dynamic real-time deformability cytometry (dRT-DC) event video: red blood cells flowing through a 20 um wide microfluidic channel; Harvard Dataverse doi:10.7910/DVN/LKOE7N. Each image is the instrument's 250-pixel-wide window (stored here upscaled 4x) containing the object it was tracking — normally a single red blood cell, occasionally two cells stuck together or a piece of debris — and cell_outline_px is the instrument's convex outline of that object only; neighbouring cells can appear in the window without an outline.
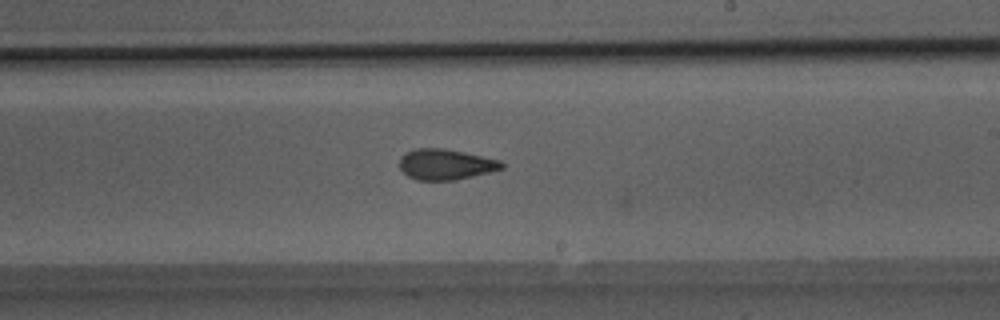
{"species": "Egyptian fruit bat (a non-hibernating species)", "species_latin": "Rousettus aegyptiacus", "temperature_condition": "room temperature", "stored_images_in_passage": 15, "camera_frame_rate_fps": 3000, "um_per_image_px": 0.085, "animal": {"sex": "male"}, "frame": {"image": 1, "passage_image": 14, "time_ms": 4.333, "image_size_px": [1000, 320], "cell_outline_px": [[504, 168], [472, 176], [452, 180], [416, 180], [408, 176], [400, 168], [400, 156], [416, 148], [444, 148], [464, 152], [500, 160], [504, 164]], "centroid_in_image_um": [37.87, 13.97], "position_along_channel_um": 251.1, "area_um2": 18.09}}